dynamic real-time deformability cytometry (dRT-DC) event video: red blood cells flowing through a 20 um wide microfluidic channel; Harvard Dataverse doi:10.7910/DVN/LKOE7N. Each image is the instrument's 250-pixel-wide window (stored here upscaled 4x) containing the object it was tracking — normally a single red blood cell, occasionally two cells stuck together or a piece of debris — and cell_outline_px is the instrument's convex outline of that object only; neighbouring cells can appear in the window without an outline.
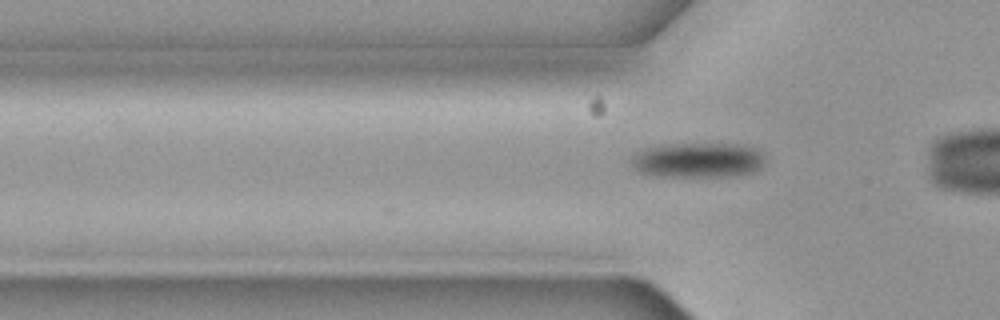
{"species": "common noctule bat (a hibernating species)", "species_latin": "Nyctalus noctula", "temperature_condition": "cold", "stored_images_in_passage": 8, "camera_frame_rate_fps": 3000, "um_per_image_px": 0.085, "animal": {"sex": "female", "body_mass_g": 19.3, "forearm_length_mm": 54.1}, "frame": {"image": 1, "passage_image": 3, "time_ms": 0.667, "image_size_px": [1000, 320], "cell_outline_px": [[768, 160], [764, 168], [756, 172], [732, 176], [656, 176], [640, 172], [632, 164], [632, 156], [636, 152], [644, 148], [660, 144], [748, 144], [760, 148], [764, 152]], "centroid_in_image_um": [59.47, 13.59], "position_along_channel_um": 66.3, "area_um2": 28.15}}